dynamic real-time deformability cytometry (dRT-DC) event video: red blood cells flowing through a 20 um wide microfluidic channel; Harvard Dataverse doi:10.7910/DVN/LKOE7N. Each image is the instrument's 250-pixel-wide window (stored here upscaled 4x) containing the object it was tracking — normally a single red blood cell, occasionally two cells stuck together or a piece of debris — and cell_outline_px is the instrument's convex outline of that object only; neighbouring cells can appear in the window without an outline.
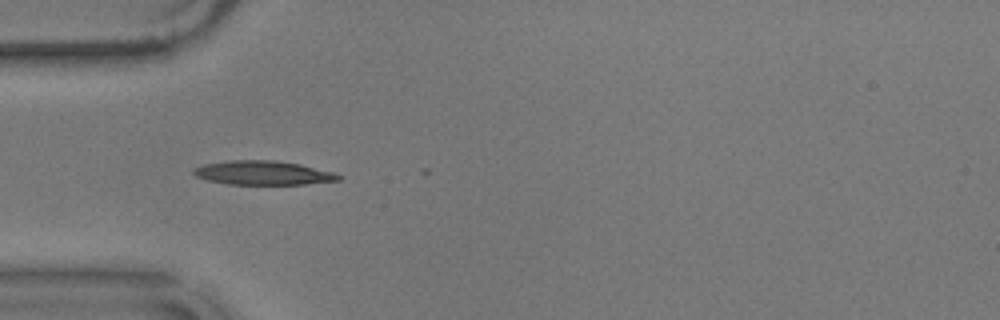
{"species": "common noctule bat (a hibernating species)", "species_latin": "Nyctalus noctula", "temperature_condition": "warm", "stored_images_in_passage": 3, "camera_frame_rate_fps": 3000, "um_per_image_px": 0.085, "animal": {"sex": "male", "body_mass_g": 17.9}, "frame": {"image": 1, "passage_image": 1, "time_ms": 0.0, "image_size_px": [1000, 320], "cell_outline_px": [[340, 180], [304, 184], [228, 184], [208, 180], [196, 176], [192, 172], [196, 168], [204, 164], [232, 160], [272, 160], [300, 164], [332, 172], [340, 176]], "centroid_in_image_um": [22.35, 14.69], "position_along_channel_um": 62.7, "area_um2": 19.94}}